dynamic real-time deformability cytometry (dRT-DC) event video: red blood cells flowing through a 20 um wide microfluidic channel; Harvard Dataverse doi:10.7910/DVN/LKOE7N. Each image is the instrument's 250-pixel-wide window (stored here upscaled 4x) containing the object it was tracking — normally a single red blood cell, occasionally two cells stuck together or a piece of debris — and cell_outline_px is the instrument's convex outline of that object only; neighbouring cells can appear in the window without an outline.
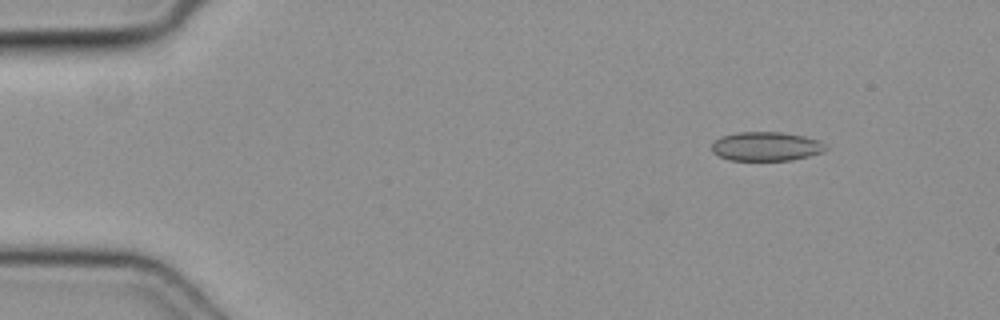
{"species": "common noctule bat (a hibernating species)", "species_latin": "Nyctalus noctula", "temperature_condition": "cold", "stored_images_in_passage": 44, "camera_frame_rate_fps": 3000, "um_per_image_px": 0.085, "animal": {"sex": "female", "body_mass_g": 19.3, "forearm_length_mm": 54.1}, "frame": {"image": 1, "passage_image": 1, "time_ms": 0.0, "image_size_px": [1000, 320], "cell_outline_px": [[828, 148], [824, 152], [792, 160], [728, 160], [712, 152], [712, 144], [720, 136], [736, 132], [780, 132], [804, 136], [820, 140]], "centroid_in_image_um": [65.13, 12.44], "position_along_channel_um": 19.9, "area_um2": 19.36}}
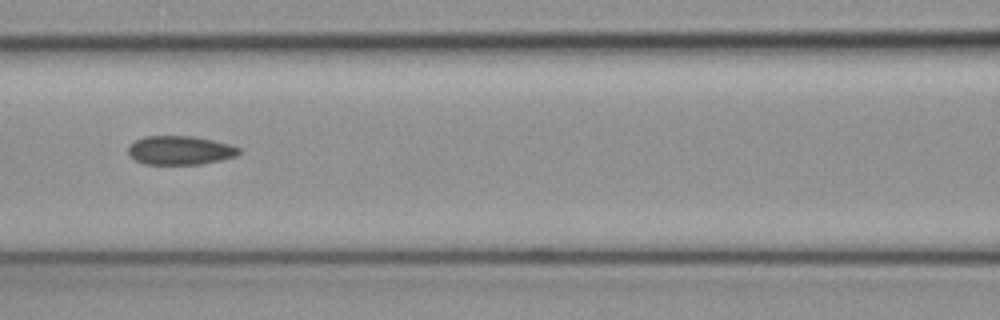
{"frame": {"image": 2, "passage_image": 17, "time_ms": 5.333, "image_size_px": [1000, 320], "cell_outline_px": [[240, 152], [236, 156], [220, 160], [200, 164], [144, 164], [128, 156], [128, 148], [136, 140], [144, 136], [192, 136], [212, 140], [228, 144], [240, 148]], "centroid_in_image_um": [15.28, 12.78], "position_along_channel_um": 151.3, "area_um2": 18.5}}
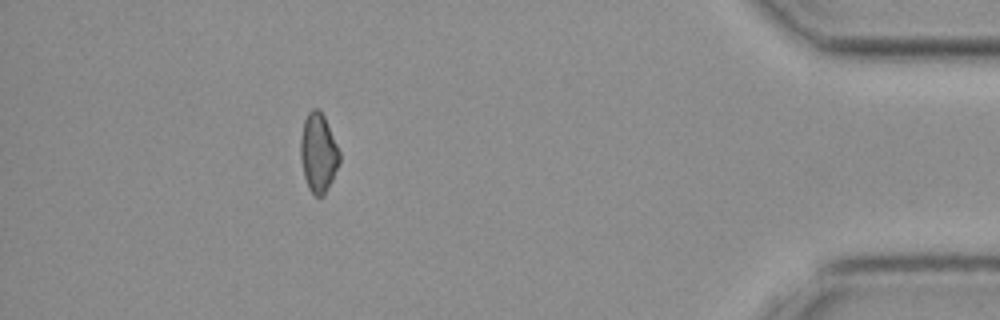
{"frame": {"image": 3, "passage_image": 39, "time_ms": 12.667, "image_size_px": [1000, 320], "cell_outline_px": [[340, 164], [324, 196], [316, 196], [308, 188], [304, 176], [300, 160], [300, 140], [304, 120], [308, 112], [312, 108], [316, 108], [324, 116], [340, 152]], "centroid_in_image_um": [27.05, 13.01], "position_along_channel_um": 408.1, "area_um2": 17.98}}